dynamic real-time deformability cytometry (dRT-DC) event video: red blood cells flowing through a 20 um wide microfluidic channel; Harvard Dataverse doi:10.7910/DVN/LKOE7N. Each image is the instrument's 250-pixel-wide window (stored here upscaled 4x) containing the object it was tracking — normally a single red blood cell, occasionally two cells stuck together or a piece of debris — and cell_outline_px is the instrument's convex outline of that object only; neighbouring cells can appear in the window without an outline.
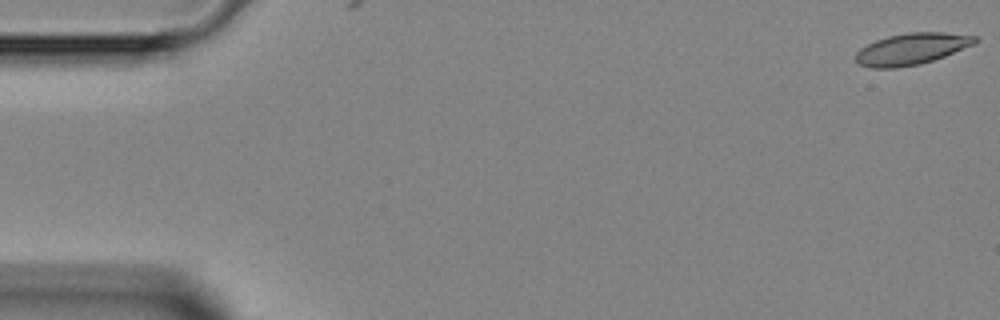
{"species": "Egyptian fruit bat (a non-hibernating species)", "species_latin": "Rousettus aegyptiacus", "temperature_condition": "room temperature", "stored_images_in_passage": 2, "camera_frame_rate_fps": 3000, "um_per_image_px": 0.085, "animal": {"sex": "female"}, "frame": {"image": 1, "passage_image": 1, "time_ms": 0.0, "image_size_px": [1000, 320], "cell_outline_px": [[980, 40], [976, 44], [944, 56], [920, 64], [896, 68], [872, 68], [856, 64], [856, 52], [860, 48], [876, 40], [888, 36], [908, 32], [944, 32], [976, 36]], "centroid_in_image_um": [77.49, 4.16], "position_along_channel_um": 7.5, "area_um2": 22.02}}